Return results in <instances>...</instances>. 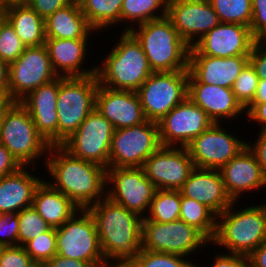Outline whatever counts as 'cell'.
<instances>
[{"label": "cell", "mask_w": 266, "mask_h": 267, "mask_svg": "<svg viewBox=\"0 0 266 267\" xmlns=\"http://www.w3.org/2000/svg\"><path fill=\"white\" fill-rule=\"evenodd\" d=\"M48 152L51 157H46L45 167L54 179L48 183L78 208L88 209L106 197L105 167L77 158L61 145L50 146Z\"/></svg>", "instance_id": "1"}, {"label": "cell", "mask_w": 266, "mask_h": 267, "mask_svg": "<svg viewBox=\"0 0 266 267\" xmlns=\"http://www.w3.org/2000/svg\"><path fill=\"white\" fill-rule=\"evenodd\" d=\"M106 262L130 261L142 247L143 217L107 197L88 208Z\"/></svg>", "instance_id": "2"}, {"label": "cell", "mask_w": 266, "mask_h": 267, "mask_svg": "<svg viewBox=\"0 0 266 267\" xmlns=\"http://www.w3.org/2000/svg\"><path fill=\"white\" fill-rule=\"evenodd\" d=\"M137 27L125 31L141 44L153 72L188 71L190 46L166 16Z\"/></svg>", "instance_id": "3"}, {"label": "cell", "mask_w": 266, "mask_h": 267, "mask_svg": "<svg viewBox=\"0 0 266 267\" xmlns=\"http://www.w3.org/2000/svg\"><path fill=\"white\" fill-rule=\"evenodd\" d=\"M120 36L103 65H96L99 85L114 90L137 91L153 71L136 38L129 31Z\"/></svg>", "instance_id": "4"}, {"label": "cell", "mask_w": 266, "mask_h": 267, "mask_svg": "<svg viewBox=\"0 0 266 267\" xmlns=\"http://www.w3.org/2000/svg\"><path fill=\"white\" fill-rule=\"evenodd\" d=\"M233 202L217 219L216 233L211 241L228 252L247 257L265 240L263 204L234 212ZM220 217V218H219Z\"/></svg>", "instance_id": "5"}, {"label": "cell", "mask_w": 266, "mask_h": 267, "mask_svg": "<svg viewBox=\"0 0 266 267\" xmlns=\"http://www.w3.org/2000/svg\"><path fill=\"white\" fill-rule=\"evenodd\" d=\"M99 81L86 77H58V145L67 140L95 109Z\"/></svg>", "instance_id": "6"}, {"label": "cell", "mask_w": 266, "mask_h": 267, "mask_svg": "<svg viewBox=\"0 0 266 267\" xmlns=\"http://www.w3.org/2000/svg\"><path fill=\"white\" fill-rule=\"evenodd\" d=\"M0 143H2L22 167H28L35 159L47 154L50 145L39 134L28 110L20 103L0 118Z\"/></svg>", "instance_id": "7"}, {"label": "cell", "mask_w": 266, "mask_h": 267, "mask_svg": "<svg viewBox=\"0 0 266 267\" xmlns=\"http://www.w3.org/2000/svg\"><path fill=\"white\" fill-rule=\"evenodd\" d=\"M56 243L57 255L88 262L92 267H104L107 264L95 219L88 209H80L56 229Z\"/></svg>", "instance_id": "8"}, {"label": "cell", "mask_w": 266, "mask_h": 267, "mask_svg": "<svg viewBox=\"0 0 266 267\" xmlns=\"http://www.w3.org/2000/svg\"><path fill=\"white\" fill-rule=\"evenodd\" d=\"M189 71L153 72L136 91L146 120L158 122L187 98Z\"/></svg>", "instance_id": "9"}, {"label": "cell", "mask_w": 266, "mask_h": 267, "mask_svg": "<svg viewBox=\"0 0 266 267\" xmlns=\"http://www.w3.org/2000/svg\"><path fill=\"white\" fill-rule=\"evenodd\" d=\"M160 146L156 122L146 120L135 126L114 130L108 167H143Z\"/></svg>", "instance_id": "10"}, {"label": "cell", "mask_w": 266, "mask_h": 267, "mask_svg": "<svg viewBox=\"0 0 266 267\" xmlns=\"http://www.w3.org/2000/svg\"><path fill=\"white\" fill-rule=\"evenodd\" d=\"M208 243L211 244L199 230L182 220L168 223L142 221L141 249L189 257L190 253Z\"/></svg>", "instance_id": "11"}, {"label": "cell", "mask_w": 266, "mask_h": 267, "mask_svg": "<svg viewBox=\"0 0 266 267\" xmlns=\"http://www.w3.org/2000/svg\"><path fill=\"white\" fill-rule=\"evenodd\" d=\"M106 183L112 185L106 191L109 200L145 217L157 189L142 167H108Z\"/></svg>", "instance_id": "12"}, {"label": "cell", "mask_w": 266, "mask_h": 267, "mask_svg": "<svg viewBox=\"0 0 266 267\" xmlns=\"http://www.w3.org/2000/svg\"><path fill=\"white\" fill-rule=\"evenodd\" d=\"M114 130L113 125L95 108L61 146L73 156L107 169Z\"/></svg>", "instance_id": "13"}, {"label": "cell", "mask_w": 266, "mask_h": 267, "mask_svg": "<svg viewBox=\"0 0 266 267\" xmlns=\"http://www.w3.org/2000/svg\"><path fill=\"white\" fill-rule=\"evenodd\" d=\"M57 77L45 45L25 47L22 55L9 64V92L20 102L31 91Z\"/></svg>", "instance_id": "14"}, {"label": "cell", "mask_w": 266, "mask_h": 267, "mask_svg": "<svg viewBox=\"0 0 266 267\" xmlns=\"http://www.w3.org/2000/svg\"><path fill=\"white\" fill-rule=\"evenodd\" d=\"M220 126L213 123L186 146L195 167L220 170L247 146Z\"/></svg>", "instance_id": "15"}, {"label": "cell", "mask_w": 266, "mask_h": 267, "mask_svg": "<svg viewBox=\"0 0 266 267\" xmlns=\"http://www.w3.org/2000/svg\"><path fill=\"white\" fill-rule=\"evenodd\" d=\"M213 123L206 112L187 97L157 122L161 146L177 147L179 143L186 147Z\"/></svg>", "instance_id": "16"}, {"label": "cell", "mask_w": 266, "mask_h": 267, "mask_svg": "<svg viewBox=\"0 0 266 267\" xmlns=\"http://www.w3.org/2000/svg\"><path fill=\"white\" fill-rule=\"evenodd\" d=\"M160 146L143 165L157 190H180L195 168L186 147Z\"/></svg>", "instance_id": "17"}, {"label": "cell", "mask_w": 266, "mask_h": 267, "mask_svg": "<svg viewBox=\"0 0 266 267\" xmlns=\"http://www.w3.org/2000/svg\"><path fill=\"white\" fill-rule=\"evenodd\" d=\"M250 27L242 24L219 23L190 47L189 55L227 58L249 56L254 42Z\"/></svg>", "instance_id": "18"}, {"label": "cell", "mask_w": 266, "mask_h": 267, "mask_svg": "<svg viewBox=\"0 0 266 267\" xmlns=\"http://www.w3.org/2000/svg\"><path fill=\"white\" fill-rule=\"evenodd\" d=\"M166 17L190 47L220 23L208 0H168Z\"/></svg>", "instance_id": "19"}, {"label": "cell", "mask_w": 266, "mask_h": 267, "mask_svg": "<svg viewBox=\"0 0 266 267\" xmlns=\"http://www.w3.org/2000/svg\"><path fill=\"white\" fill-rule=\"evenodd\" d=\"M95 108L113 125L115 130L146 121L136 91L114 90L98 85Z\"/></svg>", "instance_id": "20"}, {"label": "cell", "mask_w": 266, "mask_h": 267, "mask_svg": "<svg viewBox=\"0 0 266 267\" xmlns=\"http://www.w3.org/2000/svg\"><path fill=\"white\" fill-rule=\"evenodd\" d=\"M248 63L249 56L219 58L189 55L188 83H206L231 89Z\"/></svg>", "instance_id": "21"}, {"label": "cell", "mask_w": 266, "mask_h": 267, "mask_svg": "<svg viewBox=\"0 0 266 267\" xmlns=\"http://www.w3.org/2000/svg\"><path fill=\"white\" fill-rule=\"evenodd\" d=\"M58 77L41 85L24 97L20 103L28 110L39 134L52 145H58Z\"/></svg>", "instance_id": "22"}, {"label": "cell", "mask_w": 266, "mask_h": 267, "mask_svg": "<svg viewBox=\"0 0 266 267\" xmlns=\"http://www.w3.org/2000/svg\"><path fill=\"white\" fill-rule=\"evenodd\" d=\"M220 172L225 190L233 202L238 201L241 193L266 185V177L248 146L226 163Z\"/></svg>", "instance_id": "23"}, {"label": "cell", "mask_w": 266, "mask_h": 267, "mask_svg": "<svg viewBox=\"0 0 266 267\" xmlns=\"http://www.w3.org/2000/svg\"><path fill=\"white\" fill-rule=\"evenodd\" d=\"M180 192L183 196L205 205L216 216H219L233 203L225 190L223 178L218 169L195 167Z\"/></svg>", "instance_id": "24"}, {"label": "cell", "mask_w": 266, "mask_h": 267, "mask_svg": "<svg viewBox=\"0 0 266 267\" xmlns=\"http://www.w3.org/2000/svg\"><path fill=\"white\" fill-rule=\"evenodd\" d=\"M187 97L201 107L214 123L230 119L245 111L232 89L206 83H188Z\"/></svg>", "instance_id": "25"}, {"label": "cell", "mask_w": 266, "mask_h": 267, "mask_svg": "<svg viewBox=\"0 0 266 267\" xmlns=\"http://www.w3.org/2000/svg\"><path fill=\"white\" fill-rule=\"evenodd\" d=\"M87 43L88 39L46 38L44 45L58 77H86L96 74V67L85 70L81 68L87 54Z\"/></svg>", "instance_id": "26"}, {"label": "cell", "mask_w": 266, "mask_h": 267, "mask_svg": "<svg viewBox=\"0 0 266 267\" xmlns=\"http://www.w3.org/2000/svg\"><path fill=\"white\" fill-rule=\"evenodd\" d=\"M26 167L0 178V214L31 207L35 189L41 179L29 173Z\"/></svg>", "instance_id": "27"}, {"label": "cell", "mask_w": 266, "mask_h": 267, "mask_svg": "<svg viewBox=\"0 0 266 267\" xmlns=\"http://www.w3.org/2000/svg\"><path fill=\"white\" fill-rule=\"evenodd\" d=\"M95 31L88 23L78 0L58 9L45 19L46 38L88 39Z\"/></svg>", "instance_id": "28"}, {"label": "cell", "mask_w": 266, "mask_h": 267, "mask_svg": "<svg viewBox=\"0 0 266 267\" xmlns=\"http://www.w3.org/2000/svg\"><path fill=\"white\" fill-rule=\"evenodd\" d=\"M32 206L55 229L62 226L80 210L62 192L44 180L35 189Z\"/></svg>", "instance_id": "29"}, {"label": "cell", "mask_w": 266, "mask_h": 267, "mask_svg": "<svg viewBox=\"0 0 266 267\" xmlns=\"http://www.w3.org/2000/svg\"><path fill=\"white\" fill-rule=\"evenodd\" d=\"M5 18L14 27L25 47L45 44V20L27 3L6 5Z\"/></svg>", "instance_id": "30"}, {"label": "cell", "mask_w": 266, "mask_h": 267, "mask_svg": "<svg viewBox=\"0 0 266 267\" xmlns=\"http://www.w3.org/2000/svg\"><path fill=\"white\" fill-rule=\"evenodd\" d=\"M89 25L94 30L121 22V8L124 0H78Z\"/></svg>", "instance_id": "31"}, {"label": "cell", "mask_w": 266, "mask_h": 267, "mask_svg": "<svg viewBox=\"0 0 266 267\" xmlns=\"http://www.w3.org/2000/svg\"><path fill=\"white\" fill-rule=\"evenodd\" d=\"M179 220L195 227L210 242L216 233L217 216L200 202L181 194V209Z\"/></svg>", "instance_id": "32"}, {"label": "cell", "mask_w": 266, "mask_h": 267, "mask_svg": "<svg viewBox=\"0 0 266 267\" xmlns=\"http://www.w3.org/2000/svg\"><path fill=\"white\" fill-rule=\"evenodd\" d=\"M181 209L180 190H156L149 206V217L143 220L168 223L179 220Z\"/></svg>", "instance_id": "33"}, {"label": "cell", "mask_w": 266, "mask_h": 267, "mask_svg": "<svg viewBox=\"0 0 266 267\" xmlns=\"http://www.w3.org/2000/svg\"><path fill=\"white\" fill-rule=\"evenodd\" d=\"M167 2L168 0H124L121 8V22L131 21L139 25L163 18L167 14ZM157 10H161L162 14L158 15Z\"/></svg>", "instance_id": "34"}, {"label": "cell", "mask_w": 266, "mask_h": 267, "mask_svg": "<svg viewBox=\"0 0 266 267\" xmlns=\"http://www.w3.org/2000/svg\"><path fill=\"white\" fill-rule=\"evenodd\" d=\"M221 23L242 24L250 27L252 0H208Z\"/></svg>", "instance_id": "35"}, {"label": "cell", "mask_w": 266, "mask_h": 267, "mask_svg": "<svg viewBox=\"0 0 266 267\" xmlns=\"http://www.w3.org/2000/svg\"><path fill=\"white\" fill-rule=\"evenodd\" d=\"M187 257L140 249L130 260L135 267H196Z\"/></svg>", "instance_id": "36"}, {"label": "cell", "mask_w": 266, "mask_h": 267, "mask_svg": "<svg viewBox=\"0 0 266 267\" xmlns=\"http://www.w3.org/2000/svg\"><path fill=\"white\" fill-rule=\"evenodd\" d=\"M19 217V245L24 246L39 234L49 231L52 227L39 215L33 206L18 212Z\"/></svg>", "instance_id": "37"}, {"label": "cell", "mask_w": 266, "mask_h": 267, "mask_svg": "<svg viewBox=\"0 0 266 267\" xmlns=\"http://www.w3.org/2000/svg\"><path fill=\"white\" fill-rule=\"evenodd\" d=\"M24 248L37 265H44L57 254L56 229L51 228L39 234L28 241Z\"/></svg>", "instance_id": "38"}, {"label": "cell", "mask_w": 266, "mask_h": 267, "mask_svg": "<svg viewBox=\"0 0 266 267\" xmlns=\"http://www.w3.org/2000/svg\"><path fill=\"white\" fill-rule=\"evenodd\" d=\"M24 49L14 27L5 18L0 23V59L10 64L22 55Z\"/></svg>", "instance_id": "39"}, {"label": "cell", "mask_w": 266, "mask_h": 267, "mask_svg": "<svg viewBox=\"0 0 266 267\" xmlns=\"http://www.w3.org/2000/svg\"><path fill=\"white\" fill-rule=\"evenodd\" d=\"M259 77L250 63L241 71L234 81L232 91L240 104L246 108L254 99Z\"/></svg>", "instance_id": "40"}, {"label": "cell", "mask_w": 266, "mask_h": 267, "mask_svg": "<svg viewBox=\"0 0 266 267\" xmlns=\"http://www.w3.org/2000/svg\"><path fill=\"white\" fill-rule=\"evenodd\" d=\"M18 213L8 212L0 214V244L4 247L18 246ZM3 236V237H2Z\"/></svg>", "instance_id": "41"}, {"label": "cell", "mask_w": 266, "mask_h": 267, "mask_svg": "<svg viewBox=\"0 0 266 267\" xmlns=\"http://www.w3.org/2000/svg\"><path fill=\"white\" fill-rule=\"evenodd\" d=\"M24 246L4 247L0 255V267H35Z\"/></svg>", "instance_id": "42"}, {"label": "cell", "mask_w": 266, "mask_h": 267, "mask_svg": "<svg viewBox=\"0 0 266 267\" xmlns=\"http://www.w3.org/2000/svg\"><path fill=\"white\" fill-rule=\"evenodd\" d=\"M250 29L256 40H266V0H252Z\"/></svg>", "instance_id": "43"}, {"label": "cell", "mask_w": 266, "mask_h": 267, "mask_svg": "<svg viewBox=\"0 0 266 267\" xmlns=\"http://www.w3.org/2000/svg\"><path fill=\"white\" fill-rule=\"evenodd\" d=\"M74 1L75 0H25L24 2L45 20L58 9Z\"/></svg>", "instance_id": "44"}, {"label": "cell", "mask_w": 266, "mask_h": 267, "mask_svg": "<svg viewBox=\"0 0 266 267\" xmlns=\"http://www.w3.org/2000/svg\"><path fill=\"white\" fill-rule=\"evenodd\" d=\"M263 45V40L254 42L251 54L249 55V63L255 69L259 79L266 80V40Z\"/></svg>", "instance_id": "45"}, {"label": "cell", "mask_w": 266, "mask_h": 267, "mask_svg": "<svg viewBox=\"0 0 266 267\" xmlns=\"http://www.w3.org/2000/svg\"><path fill=\"white\" fill-rule=\"evenodd\" d=\"M21 167L11 152L0 143V178L17 172Z\"/></svg>", "instance_id": "46"}, {"label": "cell", "mask_w": 266, "mask_h": 267, "mask_svg": "<svg viewBox=\"0 0 266 267\" xmlns=\"http://www.w3.org/2000/svg\"><path fill=\"white\" fill-rule=\"evenodd\" d=\"M259 137L256 139L254 146L247 143L248 148L253 152L255 155L264 176L266 177V131H260Z\"/></svg>", "instance_id": "47"}, {"label": "cell", "mask_w": 266, "mask_h": 267, "mask_svg": "<svg viewBox=\"0 0 266 267\" xmlns=\"http://www.w3.org/2000/svg\"><path fill=\"white\" fill-rule=\"evenodd\" d=\"M212 265V267H245L246 257L239 254L226 252L223 255L220 254L216 256V259H214ZM196 267L199 266L196 265Z\"/></svg>", "instance_id": "48"}, {"label": "cell", "mask_w": 266, "mask_h": 267, "mask_svg": "<svg viewBox=\"0 0 266 267\" xmlns=\"http://www.w3.org/2000/svg\"><path fill=\"white\" fill-rule=\"evenodd\" d=\"M245 110L246 115H248L249 120H254L255 123L258 122L260 127H262L261 131H266V102L259 104H249Z\"/></svg>", "instance_id": "49"}, {"label": "cell", "mask_w": 266, "mask_h": 267, "mask_svg": "<svg viewBox=\"0 0 266 267\" xmlns=\"http://www.w3.org/2000/svg\"><path fill=\"white\" fill-rule=\"evenodd\" d=\"M44 267H92L88 262L55 255L44 264Z\"/></svg>", "instance_id": "50"}, {"label": "cell", "mask_w": 266, "mask_h": 267, "mask_svg": "<svg viewBox=\"0 0 266 267\" xmlns=\"http://www.w3.org/2000/svg\"><path fill=\"white\" fill-rule=\"evenodd\" d=\"M246 264L249 267H266V241L246 257Z\"/></svg>", "instance_id": "51"}, {"label": "cell", "mask_w": 266, "mask_h": 267, "mask_svg": "<svg viewBox=\"0 0 266 267\" xmlns=\"http://www.w3.org/2000/svg\"><path fill=\"white\" fill-rule=\"evenodd\" d=\"M16 101L9 90H0V118L13 106Z\"/></svg>", "instance_id": "52"}, {"label": "cell", "mask_w": 266, "mask_h": 267, "mask_svg": "<svg viewBox=\"0 0 266 267\" xmlns=\"http://www.w3.org/2000/svg\"><path fill=\"white\" fill-rule=\"evenodd\" d=\"M0 90H9V64L0 59Z\"/></svg>", "instance_id": "53"}, {"label": "cell", "mask_w": 266, "mask_h": 267, "mask_svg": "<svg viewBox=\"0 0 266 267\" xmlns=\"http://www.w3.org/2000/svg\"><path fill=\"white\" fill-rule=\"evenodd\" d=\"M266 102V80L259 79L256 94L250 104H259Z\"/></svg>", "instance_id": "54"}, {"label": "cell", "mask_w": 266, "mask_h": 267, "mask_svg": "<svg viewBox=\"0 0 266 267\" xmlns=\"http://www.w3.org/2000/svg\"><path fill=\"white\" fill-rule=\"evenodd\" d=\"M104 267H135L130 261L124 262H108Z\"/></svg>", "instance_id": "55"}, {"label": "cell", "mask_w": 266, "mask_h": 267, "mask_svg": "<svg viewBox=\"0 0 266 267\" xmlns=\"http://www.w3.org/2000/svg\"><path fill=\"white\" fill-rule=\"evenodd\" d=\"M6 5L0 1V23L5 19Z\"/></svg>", "instance_id": "56"}, {"label": "cell", "mask_w": 266, "mask_h": 267, "mask_svg": "<svg viewBox=\"0 0 266 267\" xmlns=\"http://www.w3.org/2000/svg\"><path fill=\"white\" fill-rule=\"evenodd\" d=\"M3 2L5 5L12 4V3H21L24 2L25 0H0Z\"/></svg>", "instance_id": "57"}, {"label": "cell", "mask_w": 266, "mask_h": 267, "mask_svg": "<svg viewBox=\"0 0 266 267\" xmlns=\"http://www.w3.org/2000/svg\"><path fill=\"white\" fill-rule=\"evenodd\" d=\"M263 215L265 220V240H266V205H263Z\"/></svg>", "instance_id": "58"}, {"label": "cell", "mask_w": 266, "mask_h": 267, "mask_svg": "<svg viewBox=\"0 0 266 267\" xmlns=\"http://www.w3.org/2000/svg\"><path fill=\"white\" fill-rule=\"evenodd\" d=\"M3 248H4V246L0 244V255H1Z\"/></svg>", "instance_id": "59"}, {"label": "cell", "mask_w": 266, "mask_h": 267, "mask_svg": "<svg viewBox=\"0 0 266 267\" xmlns=\"http://www.w3.org/2000/svg\"><path fill=\"white\" fill-rule=\"evenodd\" d=\"M35 267H44V265H36Z\"/></svg>", "instance_id": "60"}]
</instances>
